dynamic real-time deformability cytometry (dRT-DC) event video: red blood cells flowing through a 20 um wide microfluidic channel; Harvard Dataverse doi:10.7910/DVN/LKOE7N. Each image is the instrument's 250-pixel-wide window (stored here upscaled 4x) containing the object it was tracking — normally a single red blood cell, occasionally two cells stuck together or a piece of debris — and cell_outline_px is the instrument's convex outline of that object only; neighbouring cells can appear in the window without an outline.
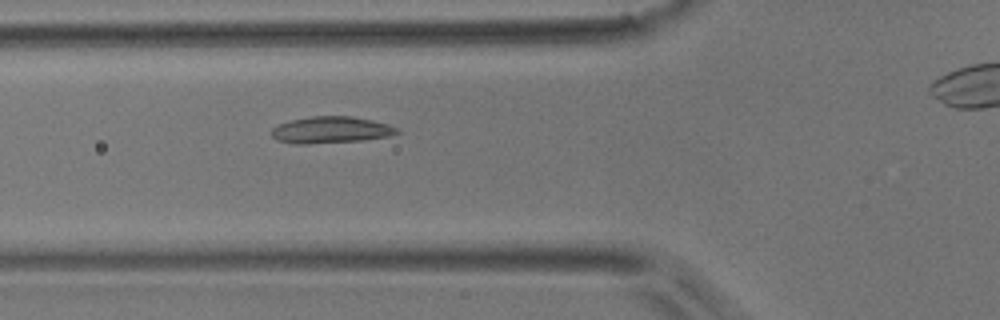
{"species": "common noctule bat (a hibernating species)", "species_latin": "Nyctalus noctula", "temperature_condition": "room temperature", "stored_images_in_passage": 3, "camera_frame_rate_fps": 3000, "um_per_image_px": 0.085, "animal": {"sex": "male", "body_mass_g": 17.9}, "frame": {"image": 1, "passage_image": 2, "time_ms": 1.0, "image_size_px": [1000, 320], "cell_outline_px": [[400, 132], [388, 136], [364, 140], [308, 144], [292, 144], [276, 140], [272, 136], [272, 128], [276, 124], [292, 120], [312, 116], [352, 116], [372, 120], [388, 124], [400, 128]], "centroid_in_image_um": [28.12, 11.04], "position_along_channel_um": 97.7, "area_um2": 19.65}}